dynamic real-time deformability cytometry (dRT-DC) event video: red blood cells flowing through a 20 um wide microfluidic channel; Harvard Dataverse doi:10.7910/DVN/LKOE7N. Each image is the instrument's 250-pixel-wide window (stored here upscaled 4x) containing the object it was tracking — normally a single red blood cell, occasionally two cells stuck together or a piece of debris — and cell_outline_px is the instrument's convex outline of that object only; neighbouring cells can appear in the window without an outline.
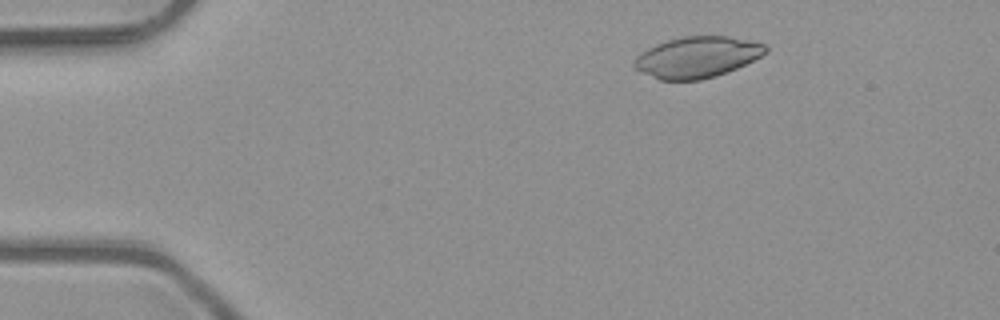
{"species": "common noctule bat (a hibernating species)", "species_latin": "Nyctalus noctula", "temperature_condition": "room temperature", "stored_images_in_passage": 4, "camera_frame_rate_fps": 3000, "um_per_image_px": 0.085, "animal": {"sex": "male", "body_mass_g": 23.1, "forearm_length_mm": 52.7}, "frame": {"image": 1, "passage_image": 2, "time_ms": 0.333, "image_size_px": [1000, 320], "cell_outline_px": [[768, 52], [736, 68], [700, 80], [660, 80], [636, 68], [632, 64], [632, 60], [636, 56], [648, 48], [656, 44], [668, 40], [684, 36], [728, 36], [748, 40], [764, 44], [768, 48]], "centroid_in_image_um": [59.24, 4.84], "position_along_channel_um": 25.8, "area_um2": 30.98}}